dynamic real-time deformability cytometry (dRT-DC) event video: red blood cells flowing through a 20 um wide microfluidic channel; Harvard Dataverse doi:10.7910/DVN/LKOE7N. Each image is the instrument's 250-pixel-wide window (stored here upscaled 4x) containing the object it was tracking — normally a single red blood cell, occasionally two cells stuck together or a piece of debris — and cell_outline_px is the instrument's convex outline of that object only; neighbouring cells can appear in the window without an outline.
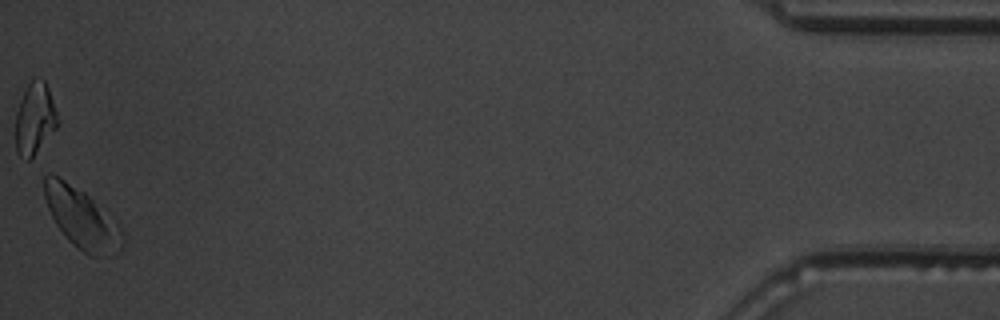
{"species": "common noctule bat (a hibernating species)", "species_latin": "Nyctalus noctula", "temperature_condition": "warm", "stored_images_in_passage": 54, "camera_frame_rate_fps": 3000, "um_per_image_px": 0.085, "animal": {"sex": "male", "body_mass_g": 19.5, "forearm_length_mm": 54.6}, "frame": {"image": 1, "passage_image": 54, "time_ms": 17.667, "image_size_px": [1000, 320], "cell_outline_px": [[124, 244], [112, 256], [88, 256], [76, 248], [68, 240], [56, 224], [48, 208], [44, 196], [44, 176], [48, 172], [52, 172], [60, 176], [84, 192], [116, 220], [120, 224], [124, 236]], "centroid_in_image_um": [6.96, 18.56], "position_along_channel_um": 428.2, "area_um2": 27.8}}